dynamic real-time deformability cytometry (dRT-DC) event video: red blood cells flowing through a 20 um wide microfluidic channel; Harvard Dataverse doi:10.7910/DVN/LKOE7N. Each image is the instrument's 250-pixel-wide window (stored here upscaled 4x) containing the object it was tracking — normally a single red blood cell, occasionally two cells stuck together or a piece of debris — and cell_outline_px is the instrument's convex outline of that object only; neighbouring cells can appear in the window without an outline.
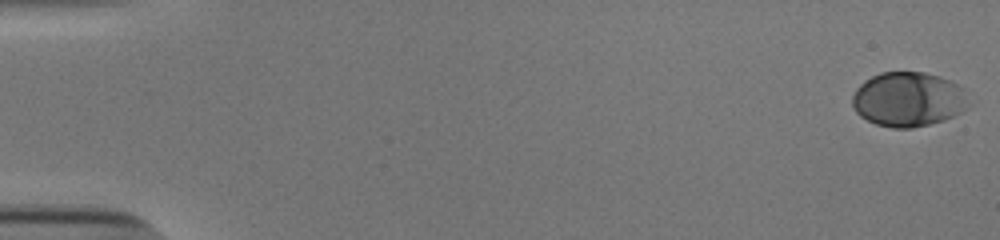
{"species": "human", "species_latin": "Homo sapiens", "temperature_condition": "cold", "stored_images_in_passage": 54, "camera_frame_rate_fps": 3000, "um_per_image_px": 0.085, "donor": {"sex": "male"}, "frame": {"image": 1, "passage_image": 1, "time_ms": 0.0, "image_size_px": [1000, 240], "cell_outline_px": [[976, 100], [968, 108], [944, 120], [912, 128], [892, 128], [876, 124], [860, 116], [856, 112], [852, 104], [852, 96], [856, 88], [864, 80], [880, 72], [924, 72], [940, 76], [952, 80], [964, 88]], "centroid_in_image_um": [77.29, 8.43], "position_along_channel_um": 7.7, "area_um2": 37.86}}
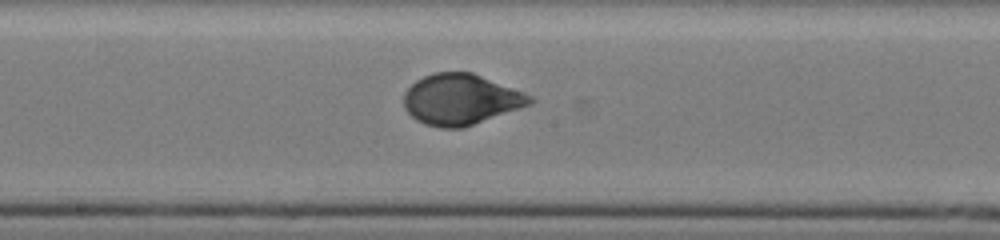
{"frame": {"image": 2, "passage_image": 30, "time_ms": 9.667, "image_size_px": [1000, 240], "cell_outline_px": [[536, 100], [532, 104], [464, 128], [440, 128], [424, 124], [416, 120], [404, 108], [404, 92], [416, 80], [424, 76], [436, 72], [472, 72], [524, 92], [532, 96]], "centroid_in_image_um": [39.18, 8.46], "position_along_channel_um": 209.0, "area_um2": 37.45}}
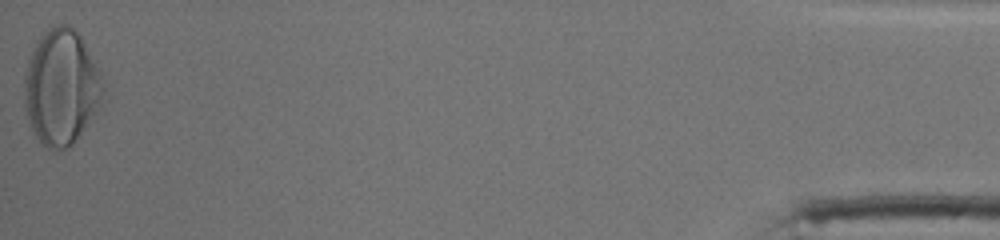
{"frame": {"image": 3, "passage_image": 54, "time_ms": 17.667, "image_size_px": [1000, 240], "cell_outline_px": [[104, 88], [96, 112], [72, 144], [64, 148], [52, 152], [40, 144], [28, 120], [24, 108], [24, 72], [28, 56], [32, 48], [40, 36], [44, 32], [56, 24], [64, 24], [72, 28], [80, 36], [96, 68]], "centroid_in_image_um": [5.13, 7.44], "position_along_channel_um": 430.1, "area_um2": 52.54}, "authors_computed_cell_mechanics": {"area_um2": 37.0787, "velocity_mm_per_s": 3.8659, "shape_relaxation_time_tau1_ms": 4.792, "shape_relaxation_time_tau2_ms": null, "deformation_change_tau1": 0.2023, "deformation_change_tau2": null}}